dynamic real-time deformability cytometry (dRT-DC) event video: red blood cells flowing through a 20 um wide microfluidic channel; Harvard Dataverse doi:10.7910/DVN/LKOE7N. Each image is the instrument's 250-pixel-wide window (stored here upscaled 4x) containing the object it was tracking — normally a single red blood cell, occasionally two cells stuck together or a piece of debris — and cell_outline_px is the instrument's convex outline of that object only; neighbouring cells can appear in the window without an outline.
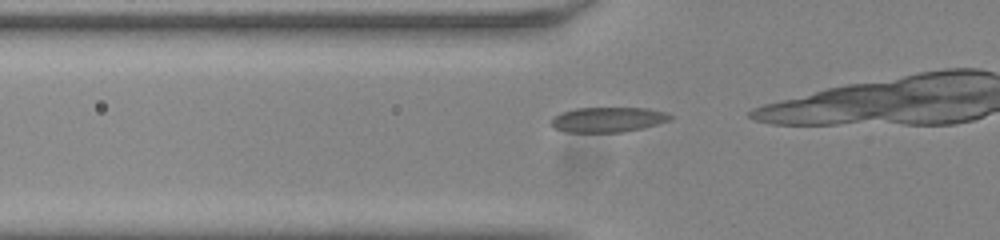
{"species": "common noctule bat (a hibernating species)", "species_latin": "Nyctalus noctula", "temperature_condition": "room temperature", "stored_images_in_passage": 20, "camera_frame_rate_fps": 3000, "um_per_image_px": 0.085, "animal": {"sex": "male", "body_mass_g": 20.0, "forearm_length_mm": 53.3}, "frame": {"image": 1, "passage_image": 15, "time_ms": 4.667, "image_size_px": [1000, 240], "cell_outline_px": [[672, 120], [644, 128], [620, 132], [564, 132], [552, 128], [548, 124], [548, 120], [552, 116], [560, 112], [576, 108], [648, 108], [664, 112], [672, 116]], "centroid_in_image_um": [51.58, 10.17], "position_along_channel_um": 74.2, "area_um2": 17.74}}
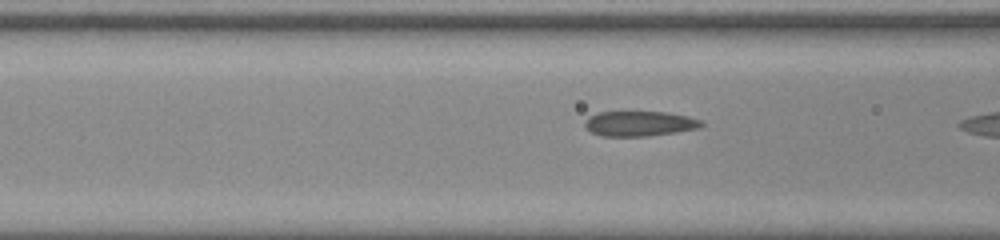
{"frame": {"image": 2, "passage_image": 18, "time_ms": 5.667, "image_size_px": [1000, 240], "cell_outline_px": [[704, 124], [700, 128], [676, 132], [648, 136], [600, 136], [584, 128], [584, 120], [588, 116], [596, 112], [668, 112], [688, 116], [704, 120]], "centroid_in_image_um": [54.35, 10.5], "position_along_channel_um": 112.2, "area_um2": 17.34}}